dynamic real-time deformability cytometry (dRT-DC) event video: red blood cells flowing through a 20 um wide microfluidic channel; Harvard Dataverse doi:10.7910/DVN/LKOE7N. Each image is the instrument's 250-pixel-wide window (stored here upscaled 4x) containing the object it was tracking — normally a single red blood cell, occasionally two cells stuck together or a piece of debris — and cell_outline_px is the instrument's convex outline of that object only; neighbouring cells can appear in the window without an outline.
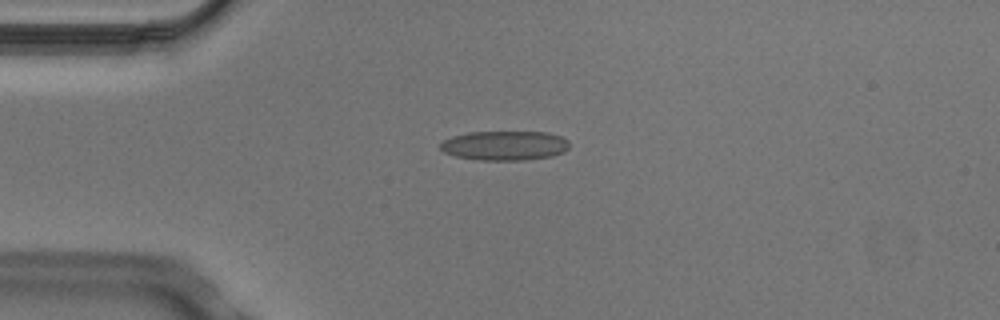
{"species": "Egyptian fruit bat (a non-hibernating species)", "species_latin": "Rousettus aegyptiacus", "temperature_condition": "cold", "stored_images_in_passage": 5, "camera_frame_rate_fps": 3000, "um_per_image_px": 0.085, "animal": {"sex": "male"}, "frame": {"image": 1, "passage_image": 4, "time_ms": 1.0, "image_size_px": [1000, 320], "cell_outline_px": [[568, 148], [564, 152], [552, 156], [524, 160], [480, 160], [456, 156], [444, 152], [440, 148], [440, 144], [444, 140], [452, 136], [468, 132], [548, 132], [560, 136], [568, 140]], "centroid_in_image_um": [42.9, 12.37], "position_along_channel_um": 42.1, "area_um2": 22.14}}